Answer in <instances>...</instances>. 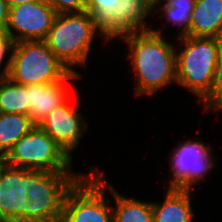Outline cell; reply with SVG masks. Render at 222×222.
Listing matches in <instances>:
<instances>
[{"label": "cell", "instance_id": "obj_26", "mask_svg": "<svg viewBox=\"0 0 222 222\" xmlns=\"http://www.w3.org/2000/svg\"><path fill=\"white\" fill-rule=\"evenodd\" d=\"M162 0H150V2L153 5V8H155L156 5H158L159 3H161Z\"/></svg>", "mask_w": 222, "mask_h": 222}, {"label": "cell", "instance_id": "obj_22", "mask_svg": "<svg viewBox=\"0 0 222 222\" xmlns=\"http://www.w3.org/2000/svg\"><path fill=\"white\" fill-rule=\"evenodd\" d=\"M51 6L57 14L79 13L86 11L85 0H43Z\"/></svg>", "mask_w": 222, "mask_h": 222}, {"label": "cell", "instance_id": "obj_6", "mask_svg": "<svg viewBox=\"0 0 222 222\" xmlns=\"http://www.w3.org/2000/svg\"><path fill=\"white\" fill-rule=\"evenodd\" d=\"M12 167L48 172H71L70 157L39 125L21 137L3 157Z\"/></svg>", "mask_w": 222, "mask_h": 222}, {"label": "cell", "instance_id": "obj_1", "mask_svg": "<svg viewBox=\"0 0 222 222\" xmlns=\"http://www.w3.org/2000/svg\"><path fill=\"white\" fill-rule=\"evenodd\" d=\"M128 44L130 63L137 74L136 95H153L177 83L176 49L162 37L161 30H144L121 36Z\"/></svg>", "mask_w": 222, "mask_h": 222}, {"label": "cell", "instance_id": "obj_11", "mask_svg": "<svg viewBox=\"0 0 222 222\" xmlns=\"http://www.w3.org/2000/svg\"><path fill=\"white\" fill-rule=\"evenodd\" d=\"M69 100L50 112L38 125L71 157L88 125L83 114L78 113Z\"/></svg>", "mask_w": 222, "mask_h": 222}, {"label": "cell", "instance_id": "obj_25", "mask_svg": "<svg viewBox=\"0 0 222 222\" xmlns=\"http://www.w3.org/2000/svg\"><path fill=\"white\" fill-rule=\"evenodd\" d=\"M8 7L17 6L20 4H26L29 2L40 1V0H4Z\"/></svg>", "mask_w": 222, "mask_h": 222}, {"label": "cell", "instance_id": "obj_27", "mask_svg": "<svg viewBox=\"0 0 222 222\" xmlns=\"http://www.w3.org/2000/svg\"><path fill=\"white\" fill-rule=\"evenodd\" d=\"M0 178H1V157H0ZM0 188H1V182H0Z\"/></svg>", "mask_w": 222, "mask_h": 222}, {"label": "cell", "instance_id": "obj_15", "mask_svg": "<svg viewBox=\"0 0 222 222\" xmlns=\"http://www.w3.org/2000/svg\"><path fill=\"white\" fill-rule=\"evenodd\" d=\"M163 203H153L154 222H192L193 210L189 190L169 189Z\"/></svg>", "mask_w": 222, "mask_h": 222}, {"label": "cell", "instance_id": "obj_20", "mask_svg": "<svg viewBox=\"0 0 222 222\" xmlns=\"http://www.w3.org/2000/svg\"><path fill=\"white\" fill-rule=\"evenodd\" d=\"M166 3L162 4L160 9L154 10V12L161 11L165 18L172 22V25H178L183 27L178 37L188 36L190 30V21L192 11L194 9L196 0H162ZM163 11V12H162Z\"/></svg>", "mask_w": 222, "mask_h": 222}, {"label": "cell", "instance_id": "obj_9", "mask_svg": "<svg viewBox=\"0 0 222 222\" xmlns=\"http://www.w3.org/2000/svg\"><path fill=\"white\" fill-rule=\"evenodd\" d=\"M56 14L43 0L12 6L4 30L14 43L45 40Z\"/></svg>", "mask_w": 222, "mask_h": 222}, {"label": "cell", "instance_id": "obj_24", "mask_svg": "<svg viewBox=\"0 0 222 222\" xmlns=\"http://www.w3.org/2000/svg\"><path fill=\"white\" fill-rule=\"evenodd\" d=\"M9 7L4 0H0V29L4 30L8 22Z\"/></svg>", "mask_w": 222, "mask_h": 222}, {"label": "cell", "instance_id": "obj_21", "mask_svg": "<svg viewBox=\"0 0 222 222\" xmlns=\"http://www.w3.org/2000/svg\"><path fill=\"white\" fill-rule=\"evenodd\" d=\"M206 104L205 110H222V45L219 51L218 61L215 67L212 88L209 95L202 101Z\"/></svg>", "mask_w": 222, "mask_h": 222}, {"label": "cell", "instance_id": "obj_10", "mask_svg": "<svg viewBox=\"0 0 222 222\" xmlns=\"http://www.w3.org/2000/svg\"><path fill=\"white\" fill-rule=\"evenodd\" d=\"M0 222H26L27 169L9 166L1 157Z\"/></svg>", "mask_w": 222, "mask_h": 222}, {"label": "cell", "instance_id": "obj_7", "mask_svg": "<svg viewBox=\"0 0 222 222\" xmlns=\"http://www.w3.org/2000/svg\"><path fill=\"white\" fill-rule=\"evenodd\" d=\"M95 171L83 175L68 191L60 222H113L110 199L104 195L107 181L97 167Z\"/></svg>", "mask_w": 222, "mask_h": 222}, {"label": "cell", "instance_id": "obj_4", "mask_svg": "<svg viewBox=\"0 0 222 222\" xmlns=\"http://www.w3.org/2000/svg\"><path fill=\"white\" fill-rule=\"evenodd\" d=\"M97 32L101 34L88 11L56 14L44 41L70 72L78 73L72 67L86 66Z\"/></svg>", "mask_w": 222, "mask_h": 222}, {"label": "cell", "instance_id": "obj_13", "mask_svg": "<svg viewBox=\"0 0 222 222\" xmlns=\"http://www.w3.org/2000/svg\"><path fill=\"white\" fill-rule=\"evenodd\" d=\"M153 10L150 0H120L117 14L112 17V40L125 34L150 30L145 18Z\"/></svg>", "mask_w": 222, "mask_h": 222}, {"label": "cell", "instance_id": "obj_23", "mask_svg": "<svg viewBox=\"0 0 222 222\" xmlns=\"http://www.w3.org/2000/svg\"><path fill=\"white\" fill-rule=\"evenodd\" d=\"M14 41L12 38L5 32V30L0 29V67L2 65L3 59L6 56V53L12 52Z\"/></svg>", "mask_w": 222, "mask_h": 222}, {"label": "cell", "instance_id": "obj_18", "mask_svg": "<svg viewBox=\"0 0 222 222\" xmlns=\"http://www.w3.org/2000/svg\"><path fill=\"white\" fill-rule=\"evenodd\" d=\"M0 113L28 115V93L24 85L0 78Z\"/></svg>", "mask_w": 222, "mask_h": 222}, {"label": "cell", "instance_id": "obj_3", "mask_svg": "<svg viewBox=\"0 0 222 222\" xmlns=\"http://www.w3.org/2000/svg\"><path fill=\"white\" fill-rule=\"evenodd\" d=\"M185 49L176 53L177 83L203 101L211 91L221 38L178 37Z\"/></svg>", "mask_w": 222, "mask_h": 222}, {"label": "cell", "instance_id": "obj_2", "mask_svg": "<svg viewBox=\"0 0 222 222\" xmlns=\"http://www.w3.org/2000/svg\"><path fill=\"white\" fill-rule=\"evenodd\" d=\"M71 72L48 48L44 40L15 42L0 78L21 85L51 84Z\"/></svg>", "mask_w": 222, "mask_h": 222}, {"label": "cell", "instance_id": "obj_8", "mask_svg": "<svg viewBox=\"0 0 222 222\" xmlns=\"http://www.w3.org/2000/svg\"><path fill=\"white\" fill-rule=\"evenodd\" d=\"M205 145L199 140L191 139L179 142L170 159L173 178L169 183V189L192 191V185L204 180L215 164L209 146Z\"/></svg>", "mask_w": 222, "mask_h": 222}, {"label": "cell", "instance_id": "obj_14", "mask_svg": "<svg viewBox=\"0 0 222 222\" xmlns=\"http://www.w3.org/2000/svg\"><path fill=\"white\" fill-rule=\"evenodd\" d=\"M188 36L222 39V0H196Z\"/></svg>", "mask_w": 222, "mask_h": 222}, {"label": "cell", "instance_id": "obj_5", "mask_svg": "<svg viewBox=\"0 0 222 222\" xmlns=\"http://www.w3.org/2000/svg\"><path fill=\"white\" fill-rule=\"evenodd\" d=\"M82 176L27 169L26 222H60L66 195Z\"/></svg>", "mask_w": 222, "mask_h": 222}, {"label": "cell", "instance_id": "obj_19", "mask_svg": "<svg viewBox=\"0 0 222 222\" xmlns=\"http://www.w3.org/2000/svg\"><path fill=\"white\" fill-rule=\"evenodd\" d=\"M120 0H85L86 11H88L95 27L102 36L109 41L112 39V17L117 14L118 2Z\"/></svg>", "mask_w": 222, "mask_h": 222}, {"label": "cell", "instance_id": "obj_16", "mask_svg": "<svg viewBox=\"0 0 222 222\" xmlns=\"http://www.w3.org/2000/svg\"><path fill=\"white\" fill-rule=\"evenodd\" d=\"M107 189L116 200L113 210V222H154L151 202H144L118 193L108 184Z\"/></svg>", "mask_w": 222, "mask_h": 222}, {"label": "cell", "instance_id": "obj_12", "mask_svg": "<svg viewBox=\"0 0 222 222\" xmlns=\"http://www.w3.org/2000/svg\"><path fill=\"white\" fill-rule=\"evenodd\" d=\"M78 78H81V74L71 72L62 81L51 84L24 85L28 93V116L35 125H38L50 112L70 98L66 81Z\"/></svg>", "mask_w": 222, "mask_h": 222}, {"label": "cell", "instance_id": "obj_17", "mask_svg": "<svg viewBox=\"0 0 222 222\" xmlns=\"http://www.w3.org/2000/svg\"><path fill=\"white\" fill-rule=\"evenodd\" d=\"M34 126L28 115L0 113V157H4L13 145Z\"/></svg>", "mask_w": 222, "mask_h": 222}]
</instances>
